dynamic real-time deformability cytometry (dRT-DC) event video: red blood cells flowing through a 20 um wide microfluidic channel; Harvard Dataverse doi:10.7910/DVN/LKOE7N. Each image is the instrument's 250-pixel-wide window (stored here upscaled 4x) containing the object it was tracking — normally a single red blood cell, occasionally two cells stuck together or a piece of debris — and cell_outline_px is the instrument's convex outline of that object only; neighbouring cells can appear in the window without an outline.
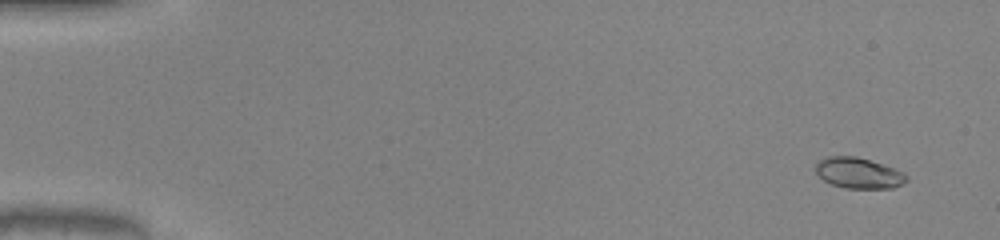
{"species": "common noctule bat (a hibernating species)", "species_latin": "Nyctalus noctula", "temperature_condition": "warm", "stored_images_in_passage": 52, "camera_frame_rate_fps": 3000, "um_per_image_px": 0.085, "animal": {"sex": "male", "body_mass_g": 20.0, "forearm_length_mm": 53.3}, "frame": {"image": 1, "passage_image": 4, "time_ms": 1.0, "image_size_px": [1000, 240], "cell_outline_px": [[908, 180], [904, 184], [892, 188], [848, 188], [832, 184], [824, 180], [816, 172], [816, 164], [820, 160], [828, 156], [856, 156], [904, 172], [908, 176]], "centroid_in_image_um": [73.01, 14.71], "position_along_channel_um": 12.0, "area_um2": 16.07}}
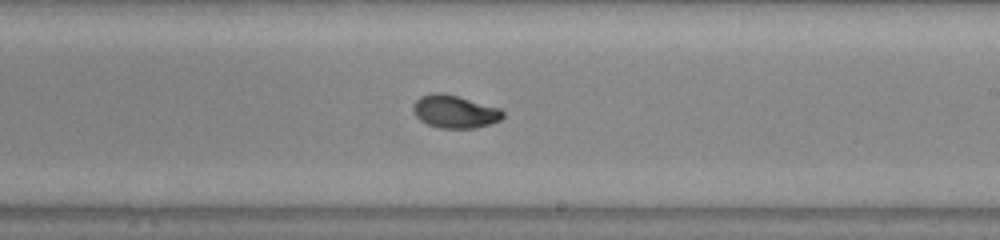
{"frame": {"image": 2, "passage_image": 32, "time_ms": 10.333, "image_size_px": [1000, 240], "cell_outline_px": [[504, 116], [500, 120], [476, 128], [440, 128], [428, 124], [420, 120], [412, 112], [412, 104], [420, 96], [436, 92], [440, 92], [456, 96], [500, 108], [504, 112]], "centroid_in_image_um": [38.62, 9.49], "position_along_channel_um": 250.4, "area_um2": 17.11}}
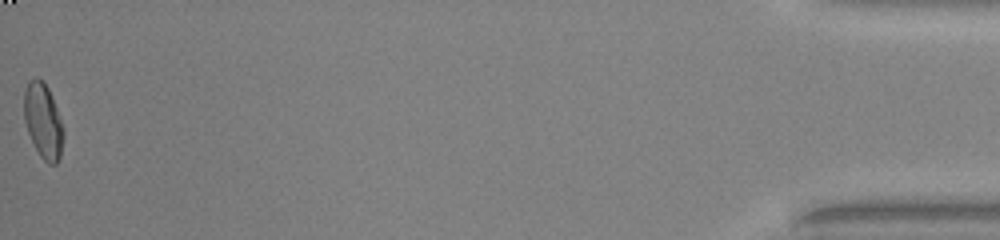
{"frame": {"image": 3, "passage_image": 52, "time_ms": 17.0, "image_size_px": [1000, 240], "cell_outline_px": [[64, 136], [60, 156], [56, 164], [48, 164], [40, 156], [28, 132], [24, 120], [24, 92], [28, 80], [36, 76], [48, 88], [64, 128]], "centroid_in_image_um": [3.66, 10.28], "position_along_channel_um": 431.5, "area_um2": 17.11}, "authors_computed_cell_mechanics": {"area_um2": 16.6175, "velocity_mm_per_s": 4.1245, "shape_relaxation_time_tau1_ms": 3.1089, "shape_relaxation_time_tau2_ms": 0.9747, "deformation_change_tau1": 0.1762, "deformation_change_tau2": 0.0425}}